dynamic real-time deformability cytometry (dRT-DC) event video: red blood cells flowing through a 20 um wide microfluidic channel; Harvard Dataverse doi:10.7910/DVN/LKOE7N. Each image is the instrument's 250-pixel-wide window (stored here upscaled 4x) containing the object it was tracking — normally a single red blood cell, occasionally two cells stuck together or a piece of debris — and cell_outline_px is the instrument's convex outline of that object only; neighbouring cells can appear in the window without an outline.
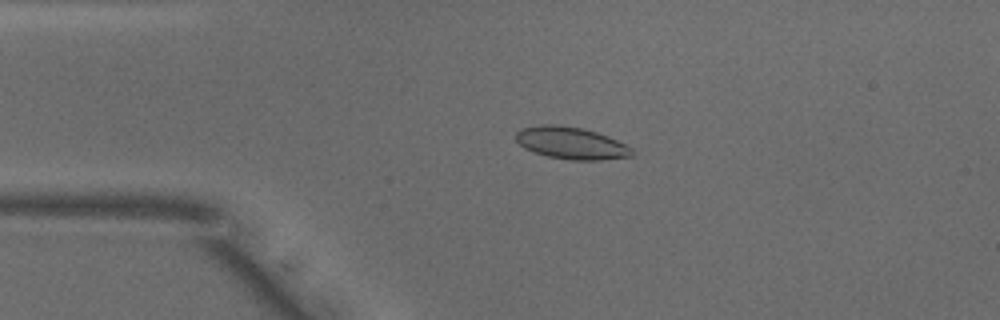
{"species": "common noctule bat (a hibernating species)", "species_latin": "Nyctalus noctula", "temperature_condition": "warm", "stored_images_in_passage": 47, "camera_frame_rate_fps": 3000, "um_per_image_px": 0.085, "animal": {"sex": "male", "body_mass_g": 18.8}, "frame": {"image": 1, "passage_image": 11, "time_ms": 3.333, "image_size_px": [1000, 320], "cell_outline_px": [[636, 152], [632, 156], [600, 160], [572, 160], [548, 156], [524, 148], [516, 140], [516, 132], [520, 128], [540, 124], [552, 124], [584, 128], [608, 136], [632, 148]], "centroid_in_image_um": [48.55, 12.15], "position_along_channel_um": 36.4, "area_um2": 21.73}}
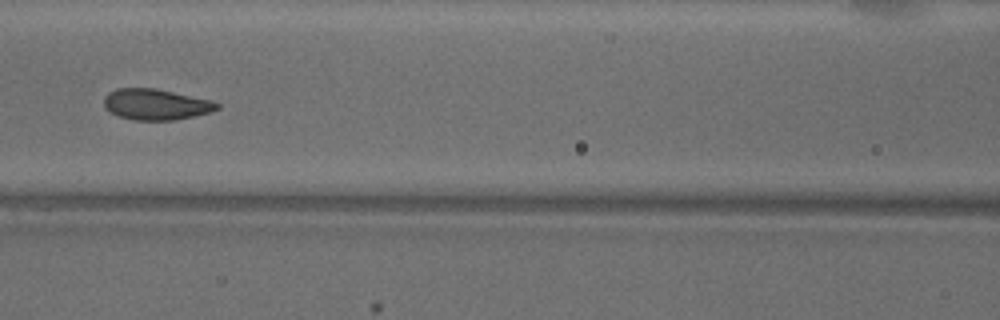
{"frame": {"image": 2, "passage_image": 22, "time_ms": 7.0, "image_size_px": [1000, 320], "cell_outline_px": [[220, 108], [196, 116], [176, 120], [132, 120], [120, 116], [104, 108], [104, 96], [108, 92], [116, 88], [156, 88], [212, 100], [220, 104]], "centroid_in_image_um": [13.25, 8.87], "position_along_channel_um": 153.3, "area_um2": 20.52}}
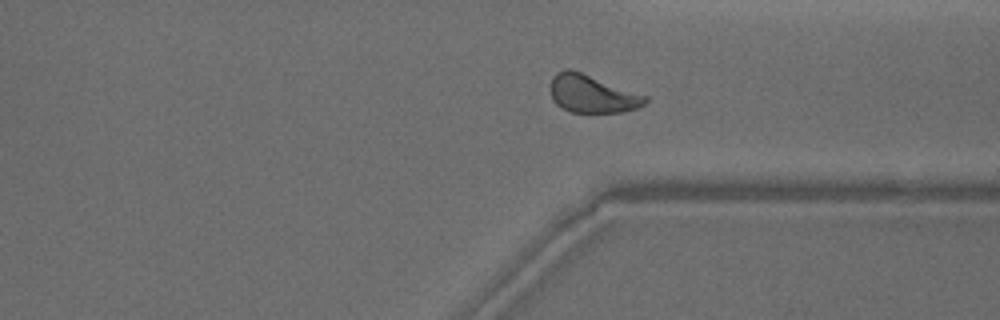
{"frame": {"image": 3, "passage_image": 38, "time_ms": 12.333, "image_size_px": [1000, 320], "cell_outline_px": [[648, 100], [644, 104], [636, 108], [624, 112], [572, 112], [556, 104], [552, 100], [552, 76], [556, 72], [564, 68], [568, 68], [580, 72], [648, 96]], "centroid_in_image_um": [50.33, 7.97], "position_along_channel_um": 361.1, "area_um2": 20.63}, "authors_computed_cell_mechanics": {"area_um2": 20.808, "velocity_mm_per_s": 3.909, "shape_relaxation_time_tau1_ms": 3.6766, "shape_relaxation_time_tau2_ms": 0.708, "deformation_change_tau1": 0.1227, "deformation_change_tau2": 0.0529}}